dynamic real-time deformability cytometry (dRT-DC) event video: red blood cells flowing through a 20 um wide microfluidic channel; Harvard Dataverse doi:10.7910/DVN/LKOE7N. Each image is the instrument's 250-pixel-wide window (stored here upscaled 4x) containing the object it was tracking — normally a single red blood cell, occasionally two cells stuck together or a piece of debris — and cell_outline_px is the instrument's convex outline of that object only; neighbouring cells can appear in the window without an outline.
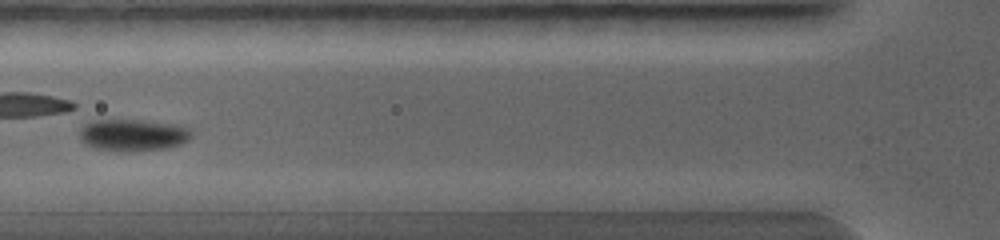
{"species": "common noctule bat (a hibernating species)", "species_latin": "Nyctalus noctula", "temperature_condition": "warm", "stored_images_in_passage": 8, "camera_frame_rate_fps": 5000, "um_per_image_px": 0.085, "animal": {"sex": "female", "body_mass_g": 19.0, "forearm_length_mm": 56.7}, "frame": {"image": 1, "passage_image": 8, "time_ms": 2.6, "image_size_px": [1000, 240], "cell_outline_px": [[192, 136], [188, 140], [180, 144], [168, 148], [128, 152], [96, 148], [84, 144], [80, 140], [80, 128], [84, 124], [92, 120], [144, 120], [176, 124], [188, 128], [192, 132]], "centroid_in_image_um": [11.29, 11.47], "position_along_channel_um": 114.5, "area_um2": 20.98}}